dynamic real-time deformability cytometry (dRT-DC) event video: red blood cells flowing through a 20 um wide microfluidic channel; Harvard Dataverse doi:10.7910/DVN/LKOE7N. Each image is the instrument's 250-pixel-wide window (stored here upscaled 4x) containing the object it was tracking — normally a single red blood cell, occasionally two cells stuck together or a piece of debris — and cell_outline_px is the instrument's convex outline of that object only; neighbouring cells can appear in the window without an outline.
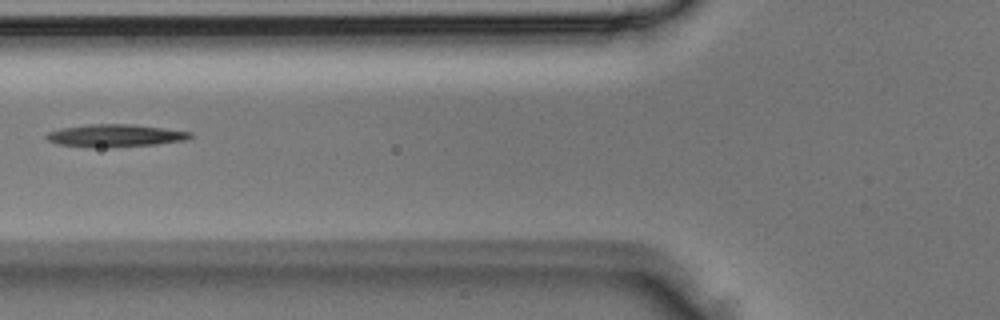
{"species": "Egyptian fruit bat (a non-hibernating species)", "species_latin": "Rousettus aegyptiacus", "temperature_condition": "room temperature", "stored_images_in_passage": 3, "camera_frame_rate_fps": 3000, "um_per_image_px": 0.085, "animal": {"sex": "male"}, "frame": {"image": 1, "passage_image": 3, "time_ms": 0.667, "image_size_px": [1000, 320], "cell_outline_px": [[192, 136], [188, 140], [156, 144], [108, 148], [88, 148], [60, 144], [48, 140], [44, 136], [48, 132], [60, 128], [88, 124], [132, 124], [192, 132]], "centroid_in_image_um": [9.77, 11.54], "position_along_channel_um": 116.0, "area_um2": 19.13}}